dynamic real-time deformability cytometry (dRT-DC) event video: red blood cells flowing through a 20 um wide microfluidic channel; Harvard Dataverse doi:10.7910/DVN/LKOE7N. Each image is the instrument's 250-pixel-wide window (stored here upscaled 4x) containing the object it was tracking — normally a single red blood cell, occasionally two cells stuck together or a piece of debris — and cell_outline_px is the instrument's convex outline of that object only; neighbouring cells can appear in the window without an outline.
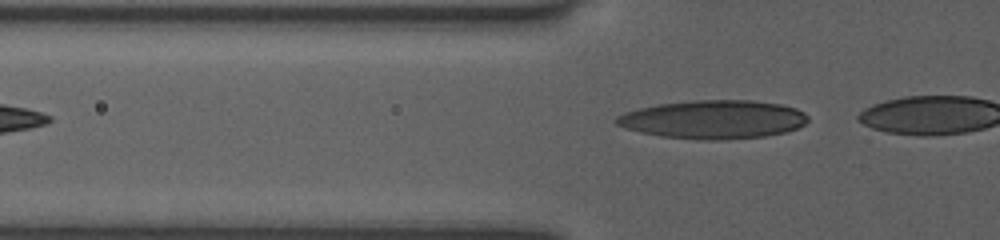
{"species": "human", "species_latin": "Homo sapiens", "temperature_condition": "room temperature", "stored_images_in_passage": 5, "camera_frame_rate_fps": 3000, "um_per_image_px": 0.085, "donor": {"sex": "female"}, "frame": {"image": 1, "passage_image": 3, "time_ms": 0.667, "image_size_px": [1000, 240], "cell_outline_px": [[808, 120], [804, 124], [796, 128], [784, 132], [764, 136], [724, 140], [708, 140], [660, 136], [640, 132], [624, 128], [616, 124], [612, 120], [616, 116], [624, 112], [640, 108], [660, 104], [692, 100], [752, 100], [780, 104], [796, 108], [804, 112], [808, 116]], "centroid_in_image_um": [60.61, 10.15], "position_along_channel_um": 65.2, "area_um2": 43.06}}